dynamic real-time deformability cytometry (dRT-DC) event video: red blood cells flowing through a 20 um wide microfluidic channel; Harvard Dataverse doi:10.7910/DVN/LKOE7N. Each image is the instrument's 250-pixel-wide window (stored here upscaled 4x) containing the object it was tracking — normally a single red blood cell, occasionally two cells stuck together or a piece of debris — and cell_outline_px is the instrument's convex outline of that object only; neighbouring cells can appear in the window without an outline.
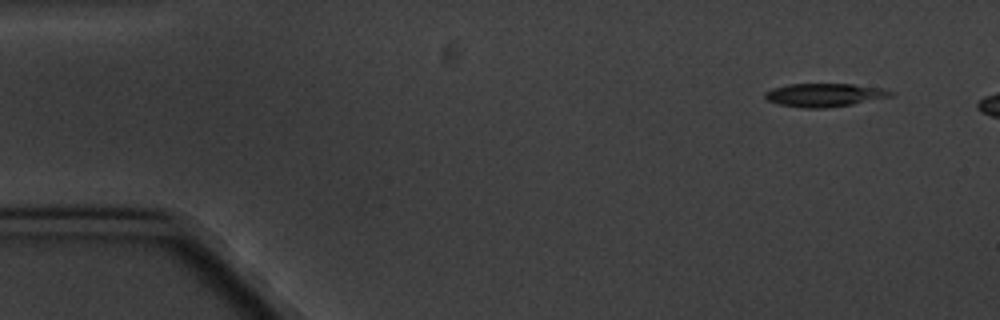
{"species": "common noctule bat (a hibernating species)", "species_latin": "Nyctalus noctula", "temperature_condition": "cold", "stored_images_in_passage": 3, "camera_frame_rate_fps": 3000, "um_per_image_px": 0.085, "animal": {"sex": "male", "body_mass_g": 20.1, "forearm_length_mm": 53.5}, "frame": {"image": 1, "passage_image": 1, "time_ms": 0.0, "image_size_px": [1000, 320], "cell_outline_px": [[896, 92], [892, 96], [852, 104], [824, 108], [804, 108], [780, 104], [768, 100], [764, 96], [764, 92], [772, 88], [788, 84], [852, 84], [880, 88]], "centroid_in_image_um": [70.06, 8.07], "position_along_channel_um": 14.9, "area_um2": 16.94}}